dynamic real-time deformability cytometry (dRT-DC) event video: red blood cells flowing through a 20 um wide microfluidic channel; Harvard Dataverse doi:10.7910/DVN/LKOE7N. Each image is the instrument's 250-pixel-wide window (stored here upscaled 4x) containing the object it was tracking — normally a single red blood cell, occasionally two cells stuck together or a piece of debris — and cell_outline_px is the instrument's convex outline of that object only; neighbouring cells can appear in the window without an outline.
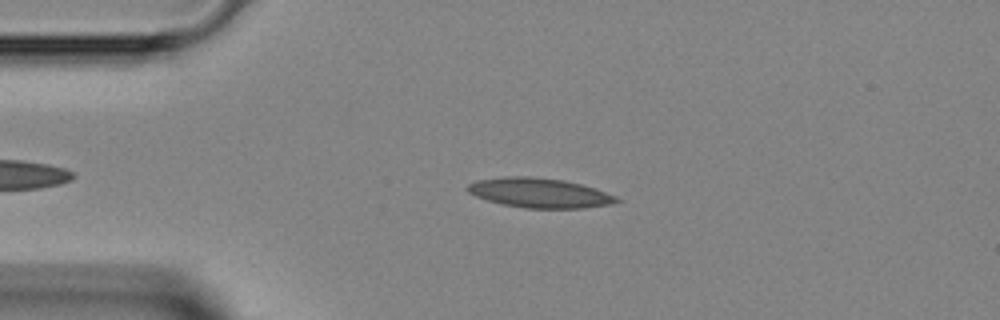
{"species": "Egyptian fruit bat (a non-hibernating species)", "species_latin": "Rousettus aegyptiacus", "temperature_condition": "room temperature", "stored_images_in_passage": 38, "camera_frame_rate_fps": 3000, "um_per_image_px": 0.085, "animal": {"sex": "female"}, "frame": {"image": 1, "passage_image": 9, "time_ms": 2.667, "image_size_px": [1000, 320], "cell_outline_px": [[620, 200], [608, 204], [584, 208], [524, 208], [504, 204], [488, 200], [476, 196], [468, 192], [468, 184], [476, 180], [504, 176], [532, 176], [564, 180], [580, 184], [616, 196]], "centroid_in_image_um": [45.81, 16.38], "position_along_channel_um": 39.2, "area_um2": 25.43}}
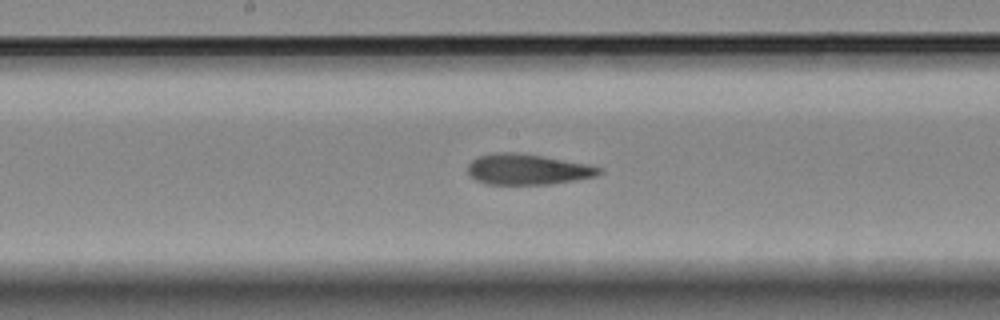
{"frame": {"image": 2, "passage_image": 22, "time_ms": 7.0, "image_size_px": [1000, 320], "cell_outline_px": [[604, 172], [596, 176], [576, 180], [552, 184], [488, 184], [476, 180], [468, 172], [468, 164], [472, 160], [480, 156], [496, 152], [512, 152], [544, 156], [588, 164], [604, 168]], "centroid_in_image_um": [44.9, 14.39], "position_along_channel_um": 203.3, "area_um2": 23.52}}
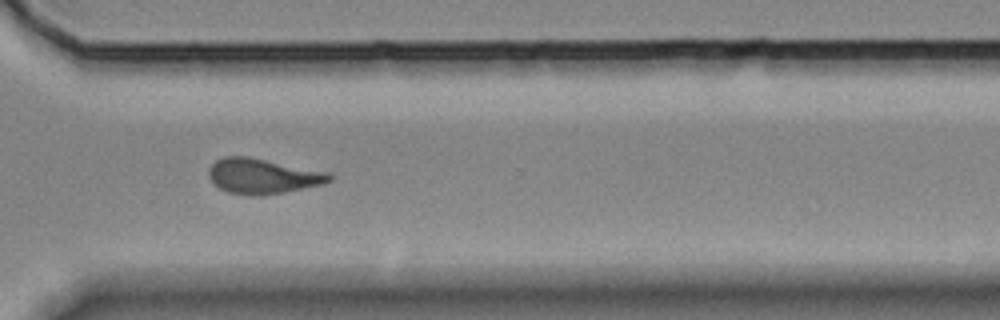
{"frame": {"image": 3, "passage_image": 32, "time_ms": 10.333, "image_size_px": [1000, 320], "cell_outline_px": [[332, 180], [324, 184], [284, 192], [260, 196], [252, 196], [228, 192], [220, 188], [208, 176], [208, 168], [216, 160], [224, 156], [248, 156], [328, 172], [332, 176]], "centroid_in_image_um": [22.33, 14.97], "position_along_channel_um": 348.3, "area_um2": 24.74}}